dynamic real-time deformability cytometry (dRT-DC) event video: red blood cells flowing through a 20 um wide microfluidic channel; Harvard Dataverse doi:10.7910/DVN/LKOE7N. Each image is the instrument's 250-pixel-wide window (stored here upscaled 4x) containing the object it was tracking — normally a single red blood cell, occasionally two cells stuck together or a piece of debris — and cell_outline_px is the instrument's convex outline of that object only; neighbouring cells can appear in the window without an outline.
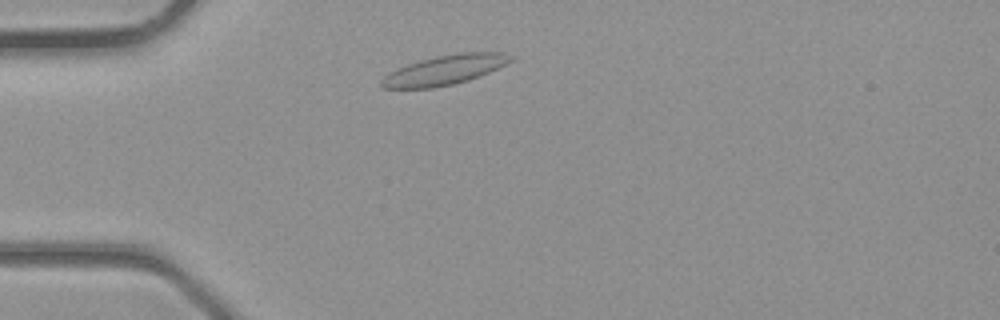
{"species": "common noctule bat (a hibernating species)", "species_latin": "Nyctalus noctula", "temperature_condition": "room temperature", "stored_images_in_passage": 32, "camera_frame_rate_fps": 3000, "um_per_image_px": 0.085, "animal": {"sex": "male", "body_mass_g": 23.1, "forearm_length_mm": 52.7}, "frame": {"image": 1, "passage_image": 3, "time_ms": 0.667, "image_size_px": [1000, 320], "cell_outline_px": [[512, 60], [480, 76], [468, 80], [452, 84], [432, 88], [380, 88], [380, 80], [388, 72], [396, 68], [420, 60], [436, 56], [460, 52], [504, 52], [512, 56]], "centroid_in_image_um": [37.74, 5.95], "position_along_channel_um": 47.3, "area_um2": 22.2}}
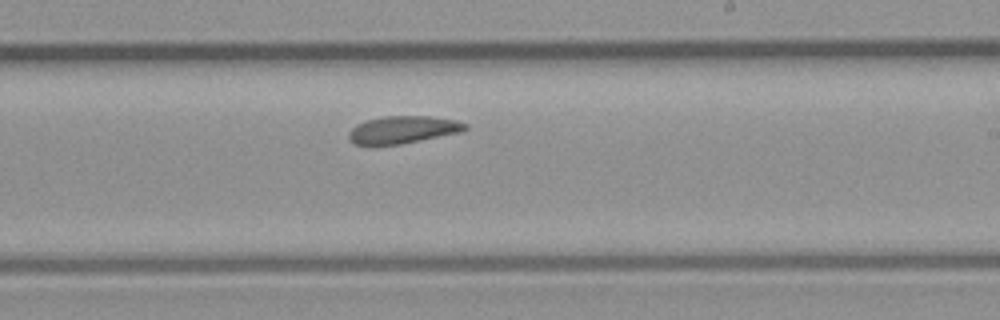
{"frame": {"image": 2, "passage_image": 16, "time_ms": 5.0, "image_size_px": [1000, 320], "cell_outline_px": [[468, 128], [460, 132], [400, 144], [368, 148], [356, 144], [348, 140], [348, 132], [356, 124], [368, 120], [384, 116], [432, 116], [456, 120], [468, 124]], "centroid_in_image_um": [34.17, 11.05], "position_along_channel_um": 254.8, "area_um2": 19.07}}
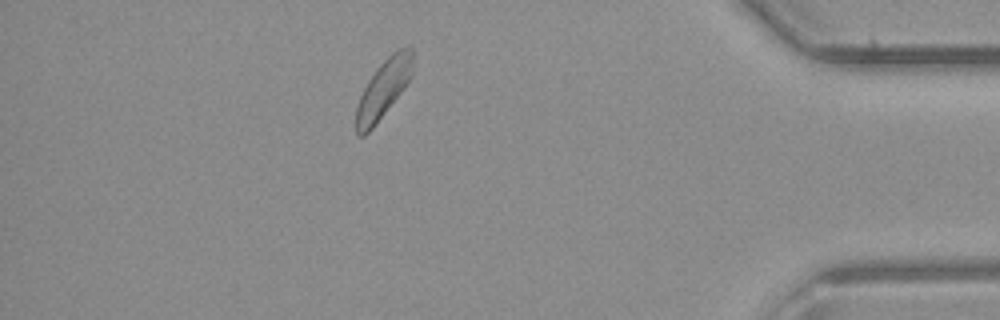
{"frame": {"image": 3, "passage_image": 27, "time_ms": 8.667, "image_size_px": [1000, 320], "cell_outline_px": [[412, 76], [404, 88], [372, 128], [364, 136], [360, 136], [356, 132], [356, 108], [360, 96], [368, 80], [376, 68], [396, 48], [404, 44], [412, 44]], "centroid_in_image_um": [32.62, 7.48], "position_along_channel_um": 402.6, "area_um2": 19.25}}